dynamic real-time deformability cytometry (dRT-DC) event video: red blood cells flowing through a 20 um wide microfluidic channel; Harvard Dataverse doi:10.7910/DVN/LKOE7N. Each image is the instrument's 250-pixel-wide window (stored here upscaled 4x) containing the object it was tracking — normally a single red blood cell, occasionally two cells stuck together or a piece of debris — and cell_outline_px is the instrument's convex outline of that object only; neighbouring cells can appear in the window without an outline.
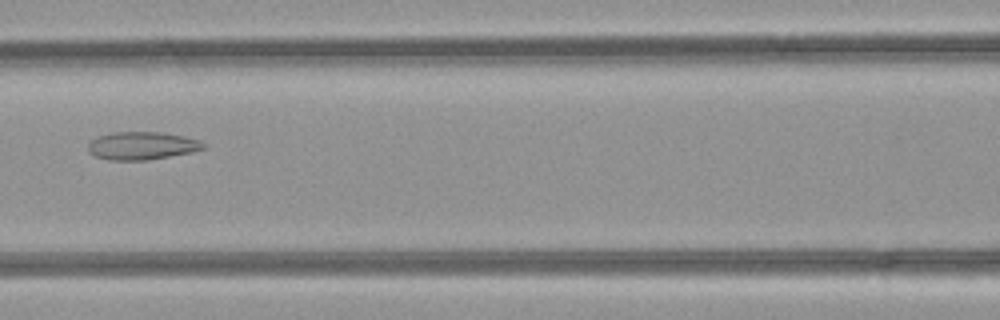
{"species": "common noctule bat (a hibernating species)", "species_latin": "Nyctalus noctula", "temperature_condition": "room temperature", "stored_images_in_passage": 6, "camera_frame_rate_fps": 3000, "um_per_image_px": 0.085, "animal": {"sex": "female", "body_mass_g": 21.9}, "frame": {"image": 1, "passage_image": 6, "time_ms": 1.667, "image_size_px": [1000, 320], "cell_outline_px": [[208, 144], [204, 148], [192, 152], [144, 160], [108, 160], [96, 156], [88, 152], [88, 144], [96, 136], [112, 132], [160, 132], [200, 140]], "centroid_in_image_um": [12.04, 12.38], "position_along_channel_um": 154.6, "area_um2": 18.67}}